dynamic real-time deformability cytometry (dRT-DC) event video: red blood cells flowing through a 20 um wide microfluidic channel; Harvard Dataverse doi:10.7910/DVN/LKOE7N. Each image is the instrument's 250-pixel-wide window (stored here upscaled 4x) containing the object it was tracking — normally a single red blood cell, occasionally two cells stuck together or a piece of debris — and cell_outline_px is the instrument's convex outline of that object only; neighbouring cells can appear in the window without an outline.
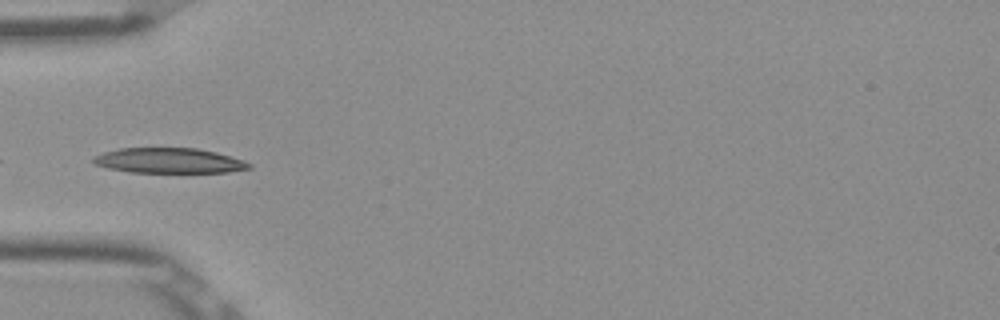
{"species": "Egyptian fruit bat (a non-hibernating species)", "species_latin": "Rousettus aegyptiacus", "temperature_condition": "room temperature", "stored_images_in_passage": 3, "camera_frame_rate_fps": 3000, "um_per_image_px": 0.085, "frame": {"image": 1, "passage_image": 1, "time_ms": 0.0, "image_size_px": [1000, 320], "cell_outline_px": [[252, 168], [228, 172], [132, 172], [108, 168], [92, 164], [92, 156], [104, 152], [120, 148], [196, 148], [216, 152], [244, 160], [252, 164]], "centroid_in_image_um": [14.35, 13.65], "position_along_channel_um": 70.6, "area_um2": 22.89}}